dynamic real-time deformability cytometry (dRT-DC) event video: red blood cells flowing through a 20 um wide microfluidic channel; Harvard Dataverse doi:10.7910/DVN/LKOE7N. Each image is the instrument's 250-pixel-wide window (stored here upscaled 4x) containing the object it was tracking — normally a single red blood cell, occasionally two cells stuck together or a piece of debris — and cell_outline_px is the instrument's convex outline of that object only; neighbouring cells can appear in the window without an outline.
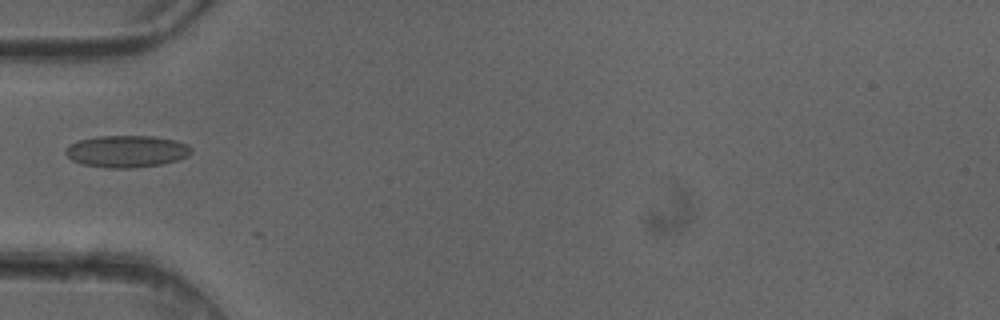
{"species": "common noctule bat (a hibernating species)", "species_latin": "Nyctalus noctula", "temperature_condition": "cold", "stored_images_in_passage": 4, "camera_frame_rate_fps": 3000, "um_per_image_px": 0.085, "animal": {"sex": "female"}, "frame": {"image": 1, "passage_image": 4, "time_ms": 1.0, "image_size_px": [1000, 320], "cell_outline_px": [[192, 152], [188, 156], [176, 160], [160, 164], [136, 168], [104, 168], [84, 164], [72, 160], [64, 152], [64, 148], [68, 144], [80, 140], [96, 136], [152, 136], [176, 140], [188, 144], [192, 148]], "centroid_in_image_um": [10.76, 12.86], "position_along_channel_um": 74.2, "area_um2": 23.58}}